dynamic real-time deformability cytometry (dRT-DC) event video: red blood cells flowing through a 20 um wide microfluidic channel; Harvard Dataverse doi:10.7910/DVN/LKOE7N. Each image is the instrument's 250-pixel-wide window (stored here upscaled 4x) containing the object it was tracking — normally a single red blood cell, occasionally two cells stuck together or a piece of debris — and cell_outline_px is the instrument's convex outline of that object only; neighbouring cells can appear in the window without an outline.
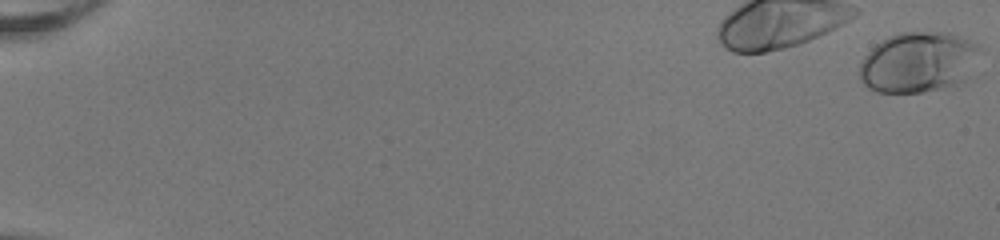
{"species": "human", "species_latin": "Homo sapiens", "temperature_condition": "room temperature", "stored_images_in_passage": 43, "camera_frame_rate_fps": 3000, "um_per_image_px": 0.085, "donor": {"sex": "female"}, "frame": {"image": 1, "passage_image": 1, "time_ms": 0.0, "image_size_px": [1000, 240], "cell_outline_px": [[984, 48], [964, 80], [956, 84], [924, 92], [876, 92], [868, 88], [860, 80], [860, 60], [876, 44], [900, 32], [948, 32], [960, 36], [980, 44]], "centroid_in_image_um": [78.07, 5.28], "position_along_channel_um": 6.9, "area_um2": 42.54}}
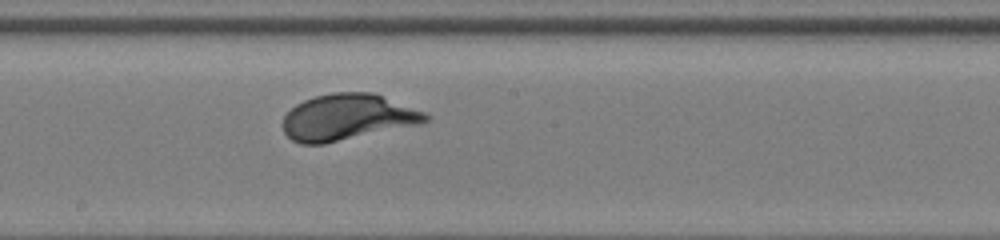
{"frame": {"image": 2, "passage_image": 27, "time_ms": 8.667, "image_size_px": [1000, 240], "cell_outline_px": [[432, 116], [428, 120], [420, 124], [324, 144], [300, 144], [292, 140], [284, 132], [284, 116], [296, 104], [304, 100], [316, 96], [332, 92], [372, 92], [424, 112]], "centroid_in_image_um": [29.53, 9.97], "position_along_channel_um": 218.7, "area_um2": 38.15}}
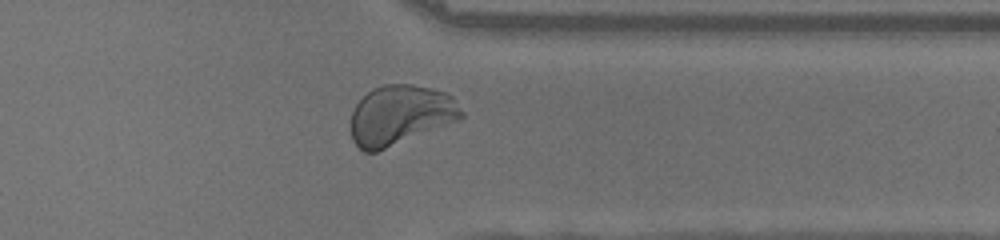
{"frame": {"image": 3, "passage_image": 39, "time_ms": 12.667, "image_size_px": [1000, 240], "cell_outline_px": [[464, 116], [456, 120], [376, 152], [364, 152], [352, 140], [352, 112], [356, 104], [372, 88], [384, 84], [412, 84], [444, 92], [452, 96], [464, 112]], "centroid_in_image_um": [34.0, 9.76], "position_along_channel_um": 377.4, "area_um2": 37.8}}